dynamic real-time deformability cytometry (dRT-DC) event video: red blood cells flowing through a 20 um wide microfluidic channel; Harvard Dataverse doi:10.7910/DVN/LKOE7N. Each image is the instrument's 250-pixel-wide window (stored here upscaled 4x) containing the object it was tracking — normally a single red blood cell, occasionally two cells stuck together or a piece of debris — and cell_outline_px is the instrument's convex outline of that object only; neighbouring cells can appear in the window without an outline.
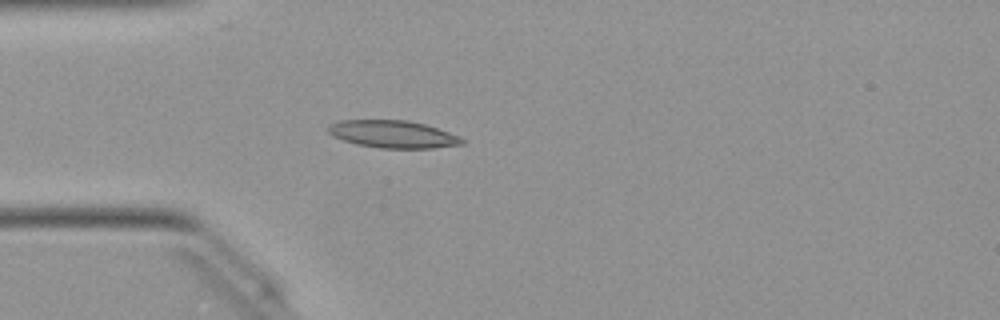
{"species": "Egyptian fruit bat (a non-hibernating species)", "species_latin": "Rousettus aegyptiacus", "temperature_condition": "warm", "stored_images_in_passage": 19, "camera_frame_rate_fps": 3000, "um_per_image_px": 0.085, "animal": {"sex": "female"}, "frame": {"image": 1, "passage_image": 1, "time_ms": 0.0, "image_size_px": [1000, 320], "cell_outline_px": [[464, 144], [432, 148], [380, 148], [356, 144], [332, 136], [328, 132], [328, 124], [340, 120], [408, 120], [424, 124], [460, 136], [464, 140]], "centroid_in_image_um": [33.38, 11.4], "position_along_channel_um": 51.6, "area_um2": 21.39}}
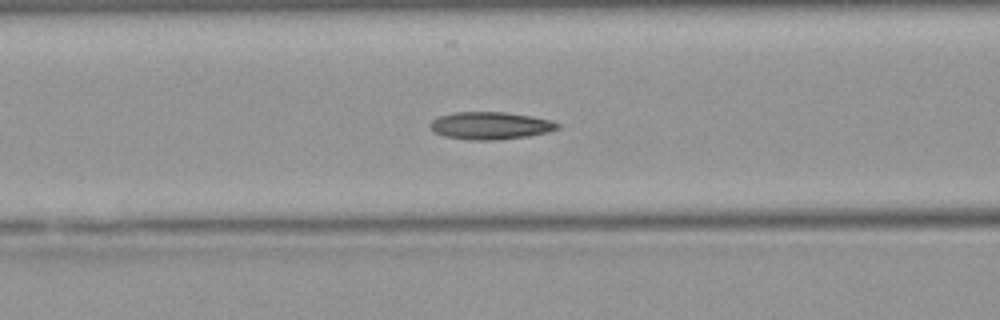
{"frame": {"image": 2, "passage_image": 7, "time_ms": 2.0, "image_size_px": [1000, 320], "cell_outline_px": [[560, 128], [548, 132], [528, 136], [492, 140], [472, 140], [444, 136], [436, 132], [428, 124], [432, 120], [440, 116], [452, 112], [504, 112], [532, 116], [552, 120], [560, 124]], "centroid_in_image_um": [41.71, 10.67], "position_along_channel_um": 124.9, "area_um2": 20.35}}
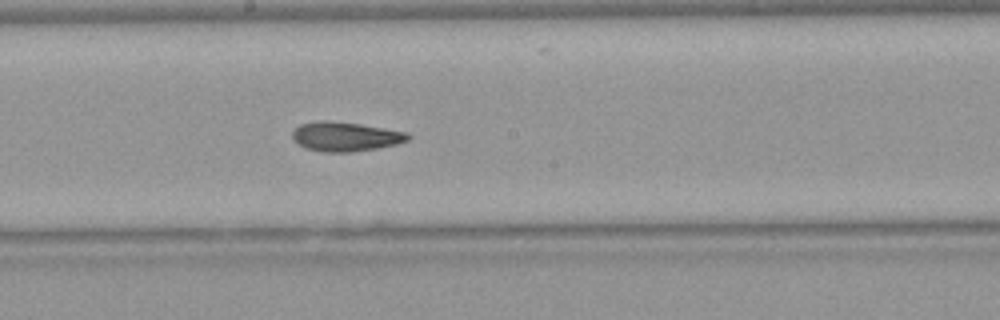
{"frame": {"image": 3, "passage_image": 14, "time_ms": 4.333, "image_size_px": [1000, 320], "cell_outline_px": [[412, 136], [408, 140], [396, 144], [376, 148], [352, 152], [324, 152], [308, 148], [300, 144], [292, 136], [292, 132], [300, 124], [320, 120], [328, 120], [360, 124], [408, 132]], "centroid_in_image_um": [29.39, 11.6], "position_along_channel_um": 218.8, "area_um2": 19.59}}